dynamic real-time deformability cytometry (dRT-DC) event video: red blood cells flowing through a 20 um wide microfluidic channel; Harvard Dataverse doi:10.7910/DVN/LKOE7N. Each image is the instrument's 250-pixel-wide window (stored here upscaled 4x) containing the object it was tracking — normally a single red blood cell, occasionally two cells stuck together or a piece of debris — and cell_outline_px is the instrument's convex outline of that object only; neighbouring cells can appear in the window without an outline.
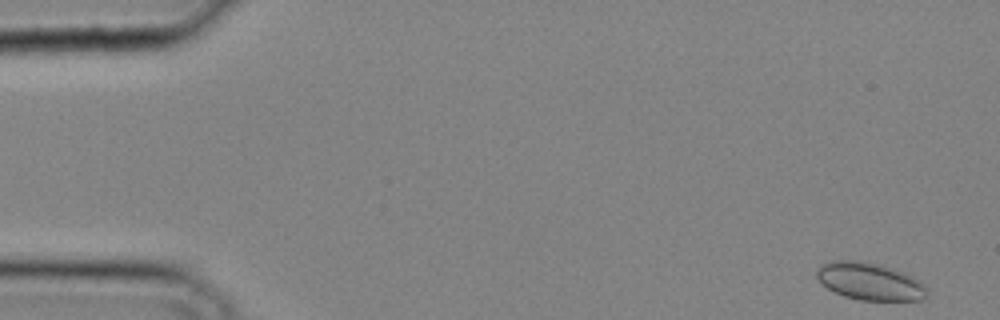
{"species": "common noctule bat (a hibernating species)", "species_latin": "Nyctalus noctula", "temperature_condition": "cold", "stored_images_in_passage": 8, "camera_frame_rate_fps": 3000, "um_per_image_px": 0.085, "animal": {"sex": "male", "body_mass_g": 20.4}, "frame": {"image": 1, "passage_image": 1, "time_ms": 0.0, "image_size_px": [1000, 320], "cell_outline_px": [[928, 292], [920, 300], [860, 300], [844, 296], [828, 288], [816, 276], [816, 272], [824, 264], [832, 260], [856, 260], [876, 264], [912, 276], [924, 284], [928, 288]], "centroid_in_image_um": [73.94, 23.93], "position_along_channel_um": 11.1, "area_um2": 23.47}}